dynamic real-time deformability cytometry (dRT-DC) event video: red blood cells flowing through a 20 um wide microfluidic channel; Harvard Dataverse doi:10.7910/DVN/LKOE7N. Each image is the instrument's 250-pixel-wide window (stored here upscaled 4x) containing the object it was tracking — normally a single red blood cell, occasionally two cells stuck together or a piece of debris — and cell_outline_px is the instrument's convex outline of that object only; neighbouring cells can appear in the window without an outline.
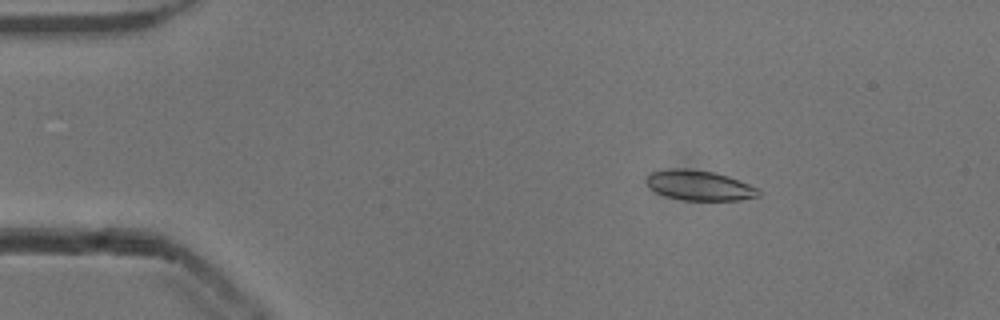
{"species": "common noctule bat (a hibernating species)", "species_latin": "Nyctalus noctula", "temperature_condition": "cold", "stored_images_in_passage": 53, "camera_frame_rate_fps": 3000, "um_per_image_px": 0.085, "animal": {"sex": "male", "body_mass_g": 13.3}, "frame": {"image": 1, "passage_image": 8, "time_ms": 2.333, "image_size_px": [1000, 320], "cell_outline_px": [[760, 196], [740, 200], [684, 200], [668, 196], [656, 192], [644, 180], [652, 172], [668, 168], [684, 168], [712, 172], [728, 176], [760, 188]], "centroid_in_image_um": [59.48, 15.76], "position_along_channel_um": 25.5, "area_um2": 19.54}}
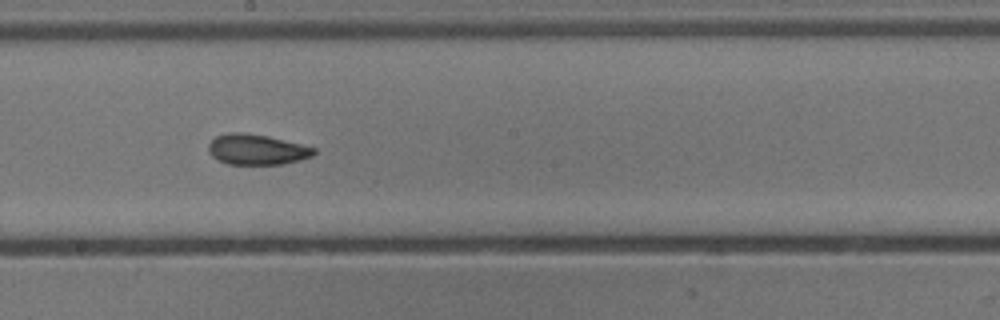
{"frame": {"image": 2, "passage_image": 29, "time_ms": 9.333, "image_size_px": [1000, 320], "cell_outline_px": [[316, 152], [312, 156], [300, 160], [284, 164], [228, 164], [212, 156], [208, 152], [208, 144], [216, 136], [228, 132], [244, 132], [268, 136], [316, 148]], "centroid_in_image_um": [21.82, 12.7], "position_along_channel_um": 226.4, "area_um2": 18.73}}
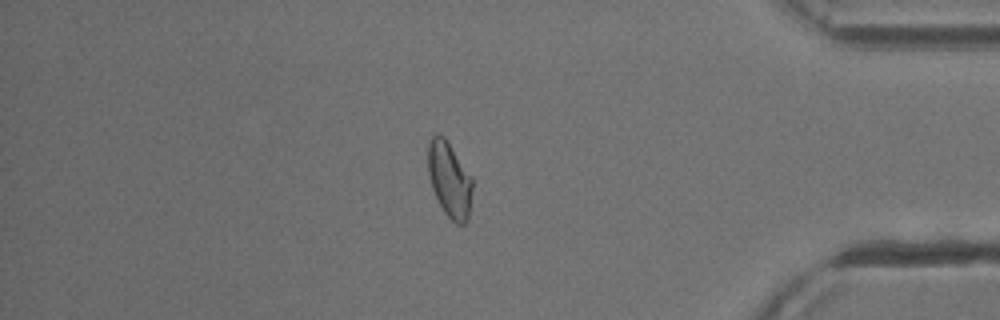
{"frame": {"image": 3, "passage_image": 45, "time_ms": 14.667, "image_size_px": [1000, 320], "cell_outline_px": [[472, 188], [468, 220], [464, 224], [456, 224], [444, 212], [432, 188], [428, 172], [428, 140], [436, 132], [444, 136], [472, 176]], "centroid_in_image_um": [38.2, 15.23], "position_along_channel_um": 397.0, "area_um2": 19.54}, "authors_computed_cell_mechanics": {"area_um2": 19.5364, "velocity_mm_per_s": 3.8391, "shape_relaxation_time_tau1_ms": 9.7678, "shape_relaxation_time_tau2_ms": 1.8069, "deformation_change_tau1": 0.1675, "deformation_change_tau2": 0.0806}}